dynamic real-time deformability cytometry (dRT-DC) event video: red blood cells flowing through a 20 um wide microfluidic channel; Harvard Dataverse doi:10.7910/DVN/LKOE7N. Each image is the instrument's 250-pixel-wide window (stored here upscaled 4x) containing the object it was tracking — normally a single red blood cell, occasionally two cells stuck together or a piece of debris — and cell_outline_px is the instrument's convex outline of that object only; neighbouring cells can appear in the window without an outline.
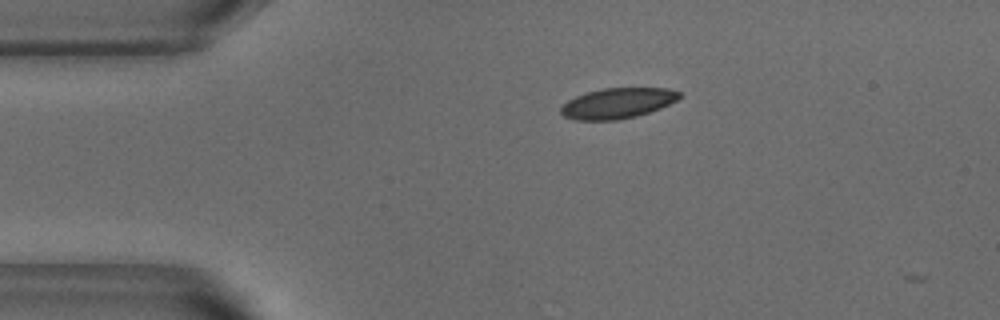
{"species": "common noctule bat (a hibernating species)", "species_latin": "Nyctalus noctula", "temperature_condition": "warm", "stored_images_in_passage": 2, "camera_frame_rate_fps": 3000, "um_per_image_px": 0.085, "animal": {"sex": "male", "body_mass_g": 18.8}, "frame": {"image": 1, "passage_image": 1, "time_ms": 0.0, "image_size_px": [1000, 320], "cell_outline_px": [[680, 96], [676, 100], [660, 108], [636, 116], [616, 120], [576, 120], [564, 116], [560, 112], [560, 108], [568, 100], [576, 96], [588, 92], [604, 88], [668, 88], [680, 92]], "centroid_in_image_um": [52.47, 8.77], "position_along_channel_um": 32.5, "area_um2": 20.81}}